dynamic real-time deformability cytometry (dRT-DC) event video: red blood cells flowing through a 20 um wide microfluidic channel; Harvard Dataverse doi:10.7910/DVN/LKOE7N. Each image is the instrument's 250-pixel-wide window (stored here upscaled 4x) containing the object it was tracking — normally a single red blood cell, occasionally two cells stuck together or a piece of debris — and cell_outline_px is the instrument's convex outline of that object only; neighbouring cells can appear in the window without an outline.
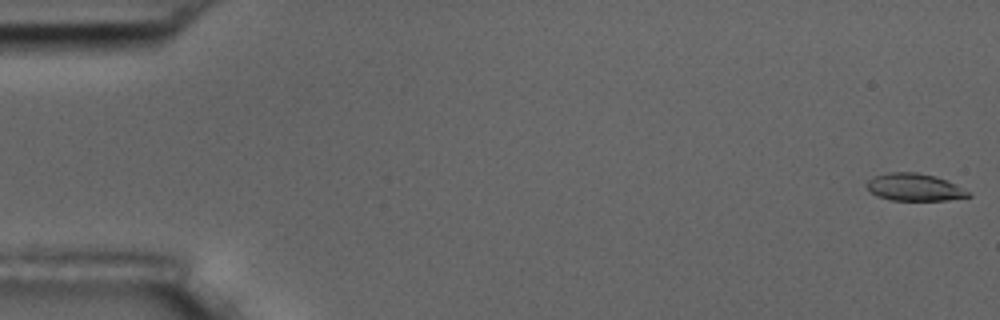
{"species": "common noctule bat (a hibernating species)", "species_latin": "Nyctalus noctula", "temperature_condition": "room temperature", "stored_images_in_passage": 5, "camera_frame_rate_fps": 3000, "um_per_image_px": 0.085, "animal": {"sex": "male", "body_mass_g": 17.5, "forearm_length_mm": 52.3}, "frame": {"image": 1, "passage_image": 1, "time_ms": 0.0, "image_size_px": [1000, 320], "cell_outline_px": [[972, 196], [948, 200], [892, 200], [876, 196], [864, 184], [872, 176], [888, 172], [916, 172], [936, 176], [968, 192]], "centroid_in_image_um": [77.64, 15.91], "position_along_channel_um": 7.4, "area_um2": 16.01}}
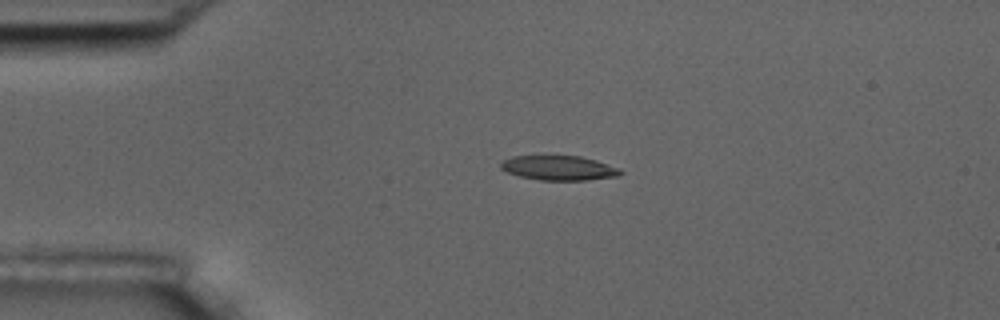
{"frame": {"image": 2, "passage_image": 4, "time_ms": 4.0, "image_size_px": [1000, 320], "cell_outline_px": [[624, 172], [620, 176], [588, 180], [540, 180], [520, 176], [508, 172], [500, 168], [500, 164], [504, 160], [512, 156], [580, 156], [596, 160], [620, 168]], "centroid_in_image_um": [47.55, 14.28], "position_along_channel_um": 37.4, "area_um2": 17.17}}